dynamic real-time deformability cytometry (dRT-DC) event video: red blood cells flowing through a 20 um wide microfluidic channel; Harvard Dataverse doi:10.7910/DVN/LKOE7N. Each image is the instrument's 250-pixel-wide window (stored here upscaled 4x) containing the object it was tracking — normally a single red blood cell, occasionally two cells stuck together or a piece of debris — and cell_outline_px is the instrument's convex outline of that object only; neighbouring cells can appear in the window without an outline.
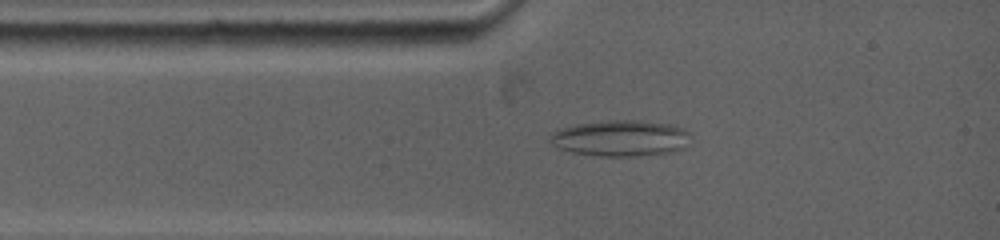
{"species": "common noctule bat (a hibernating species)", "species_latin": "Nyctalus noctula", "temperature_condition": "warm", "stored_images_in_passage": 103, "camera_frame_rate_fps": 5000, "um_per_image_px": 0.085, "animal": {"sex": "female", "body_mass_g": 19.0, "forearm_length_mm": 53.3}, "frame": {"image": 1, "passage_image": 9, "time_ms": 1.6, "image_size_px": [1000, 240], "cell_outline_px": [[692, 132], [684, 148], [676, 152], [636, 156], [600, 156], [572, 152], [560, 148], [552, 144], [548, 140], [548, 136], [552, 132], [560, 128], [576, 124], [612, 120], [640, 120], [668, 124], [684, 128]], "centroid_in_image_um": [52.77, 11.75], "position_along_channel_um": 32.2, "area_um2": 29.82}}
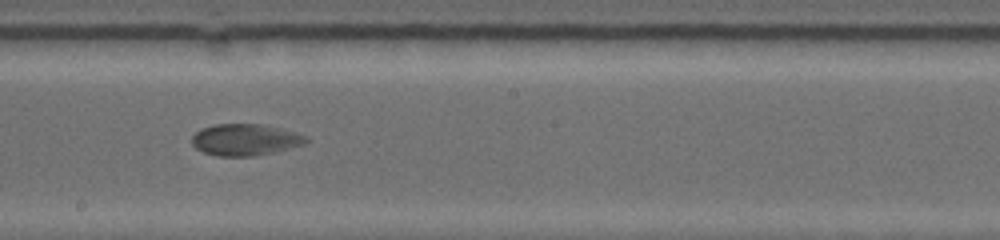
{"frame": {"image": 2, "passage_image": 37, "time_ms": 6.8, "image_size_px": [1000, 240], "cell_outline_px": [[308, 140], [304, 144], [256, 156], [216, 156], [204, 152], [196, 148], [192, 144], [192, 136], [200, 128], [216, 124], [260, 124], [280, 128], [296, 132], [308, 136]], "centroid_in_image_um": [20.83, 11.87], "position_along_channel_um": 227.4, "area_um2": 20.98}}
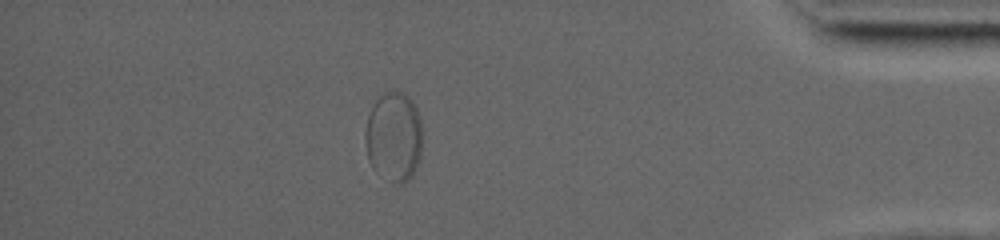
{"frame": {"image": 3, "passage_image": 75, "time_ms": 12.6, "image_size_px": [1000, 240], "cell_outline_px": [[420, 156], [412, 176], [408, 180], [400, 184], [392, 184], [376, 172], [372, 168], [368, 160], [364, 140], [364, 132], [368, 116], [372, 104], [384, 92], [392, 88], [408, 96], [416, 108], [420, 120]], "centroid_in_image_um": [33.42, 11.63], "position_along_channel_um": 401.8, "area_um2": 30.17}}